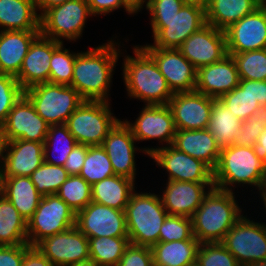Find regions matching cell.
<instances>
[{
	"mask_svg": "<svg viewBox=\"0 0 266 266\" xmlns=\"http://www.w3.org/2000/svg\"><path fill=\"white\" fill-rule=\"evenodd\" d=\"M88 146L83 144H76L73 150L69 153L64 169L69 175H79L87 155Z\"/></svg>",
	"mask_w": 266,
	"mask_h": 266,
	"instance_id": "816d5d0a",
	"label": "cell"
},
{
	"mask_svg": "<svg viewBox=\"0 0 266 266\" xmlns=\"http://www.w3.org/2000/svg\"><path fill=\"white\" fill-rule=\"evenodd\" d=\"M23 95L24 89L15 76L0 73V127Z\"/></svg>",
	"mask_w": 266,
	"mask_h": 266,
	"instance_id": "f6af8a7d",
	"label": "cell"
},
{
	"mask_svg": "<svg viewBox=\"0 0 266 266\" xmlns=\"http://www.w3.org/2000/svg\"><path fill=\"white\" fill-rule=\"evenodd\" d=\"M49 126L36 112L30 100L23 95L7 115L0 130L3 141L23 139L44 143Z\"/></svg>",
	"mask_w": 266,
	"mask_h": 266,
	"instance_id": "4fadbf2b",
	"label": "cell"
},
{
	"mask_svg": "<svg viewBox=\"0 0 266 266\" xmlns=\"http://www.w3.org/2000/svg\"><path fill=\"white\" fill-rule=\"evenodd\" d=\"M24 95L50 126L65 124L84 101L72 86L49 82L25 89Z\"/></svg>",
	"mask_w": 266,
	"mask_h": 266,
	"instance_id": "8992f818",
	"label": "cell"
},
{
	"mask_svg": "<svg viewBox=\"0 0 266 266\" xmlns=\"http://www.w3.org/2000/svg\"><path fill=\"white\" fill-rule=\"evenodd\" d=\"M91 15L87 0H67L40 15V34L61 43L64 39L75 42Z\"/></svg>",
	"mask_w": 266,
	"mask_h": 266,
	"instance_id": "9c48e42d",
	"label": "cell"
},
{
	"mask_svg": "<svg viewBox=\"0 0 266 266\" xmlns=\"http://www.w3.org/2000/svg\"><path fill=\"white\" fill-rule=\"evenodd\" d=\"M40 30L0 31V73L17 76L33 40Z\"/></svg>",
	"mask_w": 266,
	"mask_h": 266,
	"instance_id": "4316f807",
	"label": "cell"
},
{
	"mask_svg": "<svg viewBox=\"0 0 266 266\" xmlns=\"http://www.w3.org/2000/svg\"><path fill=\"white\" fill-rule=\"evenodd\" d=\"M229 55L235 60L240 79L266 81V49Z\"/></svg>",
	"mask_w": 266,
	"mask_h": 266,
	"instance_id": "60d3db41",
	"label": "cell"
},
{
	"mask_svg": "<svg viewBox=\"0 0 266 266\" xmlns=\"http://www.w3.org/2000/svg\"><path fill=\"white\" fill-rule=\"evenodd\" d=\"M261 4L258 0H207L206 23L224 31Z\"/></svg>",
	"mask_w": 266,
	"mask_h": 266,
	"instance_id": "f546056e",
	"label": "cell"
},
{
	"mask_svg": "<svg viewBox=\"0 0 266 266\" xmlns=\"http://www.w3.org/2000/svg\"><path fill=\"white\" fill-rule=\"evenodd\" d=\"M28 244L27 221L0 193V245Z\"/></svg>",
	"mask_w": 266,
	"mask_h": 266,
	"instance_id": "836d02e7",
	"label": "cell"
},
{
	"mask_svg": "<svg viewBox=\"0 0 266 266\" xmlns=\"http://www.w3.org/2000/svg\"><path fill=\"white\" fill-rule=\"evenodd\" d=\"M36 247L54 266H69L90 259L89 240L76 226L44 238Z\"/></svg>",
	"mask_w": 266,
	"mask_h": 266,
	"instance_id": "d6986e66",
	"label": "cell"
},
{
	"mask_svg": "<svg viewBox=\"0 0 266 266\" xmlns=\"http://www.w3.org/2000/svg\"><path fill=\"white\" fill-rule=\"evenodd\" d=\"M172 145L193 158L204 162L212 171L217 167L221 148L207 129H176Z\"/></svg>",
	"mask_w": 266,
	"mask_h": 266,
	"instance_id": "484cf974",
	"label": "cell"
},
{
	"mask_svg": "<svg viewBox=\"0 0 266 266\" xmlns=\"http://www.w3.org/2000/svg\"><path fill=\"white\" fill-rule=\"evenodd\" d=\"M134 56L126 55L123 64V80L128 97L145 105H166L174 96L157 63L141 47L134 45Z\"/></svg>",
	"mask_w": 266,
	"mask_h": 266,
	"instance_id": "7a4b0ae2",
	"label": "cell"
},
{
	"mask_svg": "<svg viewBox=\"0 0 266 266\" xmlns=\"http://www.w3.org/2000/svg\"><path fill=\"white\" fill-rule=\"evenodd\" d=\"M59 41L39 34L31 43L16 79L25 90L33 85L49 82L50 60L61 45Z\"/></svg>",
	"mask_w": 266,
	"mask_h": 266,
	"instance_id": "603a6c76",
	"label": "cell"
},
{
	"mask_svg": "<svg viewBox=\"0 0 266 266\" xmlns=\"http://www.w3.org/2000/svg\"><path fill=\"white\" fill-rule=\"evenodd\" d=\"M205 8L184 4L171 17H150L154 43L141 47L178 49L191 34L207 24Z\"/></svg>",
	"mask_w": 266,
	"mask_h": 266,
	"instance_id": "ba28073f",
	"label": "cell"
},
{
	"mask_svg": "<svg viewBox=\"0 0 266 266\" xmlns=\"http://www.w3.org/2000/svg\"><path fill=\"white\" fill-rule=\"evenodd\" d=\"M135 181L114 175L91 186L92 201L113 209L124 210L135 191Z\"/></svg>",
	"mask_w": 266,
	"mask_h": 266,
	"instance_id": "4dcf8cb0",
	"label": "cell"
},
{
	"mask_svg": "<svg viewBox=\"0 0 266 266\" xmlns=\"http://www.w3.org/2000/svg\"><path fill=\"white\" fill-rule=\"evenodd\" d=\"M200 242L189 240L158 242L151 247L154 266H189L196 263Z\"/></svg>",
	"mask_w": 266,
	"mask_h": 266,
	"instance_id": "1f68e13d",
	"label": "cell"
},
{
	"mask_svg": "<svg viewBox=\"0 0 266 266\" xmlns=\"http://www.w3.org/2000/svg\"><path fill=\"white\" fill-rule=\"evenodd\" d=\"M69 266H100L96 261H93L91 259L85 260V261H80L78 263H74Z\"/></svg>",
	"mask_w": 266,
	"mask_h": 266,
	"instance_id": "680465c9",
	"label": "cell"
},
{
	"mask_svg": "<svg viewBox=\"0 0 266 266\" xmlns=\"http://www.w3.org/2000/svg\"><path fill=\"white\" fill-rule=\"evenodd\" d=\"M149 157L166 170L168 180L213 183V171L202 161L193 158L173 145L149 148Z\"/></svg>",
	"mask_w": 266,
	"mask_h": 266,
	"instance_id": "7c38bea8",
	"label": "cell"
},
{
	"mask_svg": "<svg viewBox=\"0 0 266 266\" xmlns=\"http://www.w3.org/2000/svg\"><path fill=\"white\" fill-rule=\"evenodd\" d=\"M130 128L121 119L108 132L102 147L105 149L115 175L136 179L135 153L138 150L149 156V147L138 148ZM140 149V150H139Z\"/></svg>",
	"mask_w": 266,
	"mask_h": 266,
	"instance_id": "9a60e30c",
	"label": "cell"
},
{
	"mask_svg": "<svg viewBox=\"0 0 266 266\" xmlns=\"http://www.w3.org/2000/svg\"><path fill=\"white\" fill-rule=\"evenodd\" d=\"M220 100L241 121L249 119L261 107L253 97L252 80L240 79L239 85Z\"/></svg>",
	"mask_w": 266,
	"mask_h": 266,
	"instance_id": "8d00e7d4",
	"label": "cell"
},
{
	"mask_svg": "<svg viewBox=\"0 0 266 266\" xmlns=\"http://www.w3.org/2000/svg\"><path fill=\"white\" fill-rule=\"evenodd\" d=\"M107 41L76 55L70 86L76 89L84 101H111L109 88L114 68L121 56V45L112 38Z\"/></svg>",
	"mask_w": 266,
	"mask_h": 266,
	"instance_id": "6da1fadb",
	"label": "cell"
},
{
	"mask_svg": "<svg viewBox=\"0 0 266 266\" xmlns=\"http://www.w3.org/2000/svg\"><path fill=\"white\" fill-rule=\"evenodd\" d=\"M125 215L131 244L152 247L159 242L160 228L168 215L160 195L137 193L135 190L130 196Z\"/></svg>",
	"mask_w": 266,
	"mask_h": 266,
	"instance_id": "5b68a950",
	"label": "cell"
},
{
	"mask_svg": "<svg viewBox=\"0 0 266 266\" xmlns=\"http://www.w3.org/2000/svg\"><path fill=\"white\" fill-rule=\"evenodd\" d=\"M260 198H261V200L263 202V205H264L263 207L266 210V187H262L261 192H260Z\"/></svg>",
	"mask_w": 266,
	"mask_h": 266,
	"instance_id": "91938a15",
	"label": "cell"
},
{
	"mask_svg": "<svg viewBox=\"0 0 266 266\" xmlns=\"http://www.w3.org/2000/svg\"><path fill=\"white\" fill-rule=\"evenodd\" d=\"M44 143L23 139L3 141L0 177H29L44 162Z\"/></svg>",
	"mask_w": 266,
	"mask_h": 266,
	"instance_id": "44dd1931",
	"label": "cell"
},
{
	"mask_svg": "<svg viewBox=\"0 0 266 266\" xmlns=\"http://www.w3.org/2000/svg\"><path fill=\"white\" fill-rule=\"evenodd\" d=\"M252 94L260 106H266V81L252 80Z\"/></svg>",
	"mask_w": 266,
	"mask_h": 266,
	"instance_id": "db71d44e",
	"label": "cell"
},
{
	"mask_svg": "<svg viewBox=\"0 0 266 266\" xmlns=\"http://www.w3.org/2000/svg\"><path fill=\"white\" fill-rule=\"evenodd\" d=\"M240 77L231 55L197 69L195 90L213 99H220L239 85Z\"/></svg>",
	"mask_w": 266,
	"mask_h": 266,
	"instance_id": "d4e9b609",
	"label": "cell"
},
{
	"mask_svg": "<svg viewBox=\"0 0 266 266\" xmlns=\"http://www.w3.org/2000/svg\"><path fill=\"white\" fill-rule=\"evenodd\" d=\"M130 128L136 141L157 139L162 145L173 144L176 128L172 111L166 105H145L139 112L135 122L123 120ZM164 142V143H163Z\"/></svg>",
	"mask_w": 266,
	"mask_h": 266,
	"instance_id": "ac0fdd59",
	"label": "cell"
},
{
	"mask_svg": "<svg viewBox=\"0 0 266 266\" xmlns=\"http://www.w3.org/2000/svg\"><path fill=\"white\" fill-rule=\"evenodd\" d=\"M76 227L87 237H128L124 210L91 201L76 214Z\"/></svg>",
	"mask_w": 266,
	"mask_h": 266,
	"instance_id": "5bb4252c",
	"label": "cell"
},
{
	"mask_svg": "<svg viewBox=\"0 0 266 266\" xmlns=\"http://www.w3.org/2000/svg\"><path fill=\"white\" fill-rule=\"evenodd\" d=\"M138 9L144 5L147 0H130Z\"/></svg>",
	"mask_w": 266,
	"mask_h": 266,
	"instance_id": "94428289",
	"label": "cell"
},
{
	"mask_svg": "<svg viewBox=\"0 0 266 266\" xmlns=\"http://www.w3.org/2000/svg\"><path fill=\"white\" fill-rule=\"evenodd\" d=\"M212 188L214 183L167 181L160 197L169 215L191 218Z\"/></svg>",
	"mask_w": 266,
	"mask_h": 266,
	"instance_id": "cb8c5ba5",
	"label": "cell"
},
{
	"mask_svg": "<svg viewBox=\"0 0 266 266\" xmlns=\"http://www.w3.org/2000/svg\"><path fill=\"white\" fill-rule=\"evenodd\" d=\"M118 266H154L151 247L129 244Z\"/></svg>",
	"mask_w": 266,
	"mask_h": 266,
	"instance_id": "7dc6e473",
	"label": "cell"
},
{
	"mask_svg": "<svg viewBox=\"0 0 266 266\" xmlns=\"http://www.w3.org/2000/svg\"><path fill=\"white\" fill-rule=\"evenodd\" d=\"M76 144L75 138L65 124L49 126L44 142V162L63 166Z\"/></svg>",
	"mask_w": 266,
	"mask_h": 266,
	"instance_id": "e575fe53",
	"label": "cell"
},
{
	"mask_svg": "<svg viewBox=\"0 0 266 266\" xmlns=\"http://www.w3.org/2000/svg\"><path fill=\"white\" fill-rule=\"evenodd\" d=\"M192 219L181 215H167L159 232V242L194 239Z\"/></svg>",
	"mask_w": 266,
	"mask_h": 266,
	"instance_id": "ee69618b",
	"label": "cell"
},
{
	"mask_svg": "<svg viewBox=\"0 0 266 266\" xmlns=\"http://www.w3.org/2000/svg\"><path fill=\"white\" fill-rule=\"evenodd\" d=\"M76 226V213L59 196H42L33 216L27 221V242L36 246L48 236Z\"/></svg>",
	"mask_w": 266,
	"mask_h": 266,
	"instance_id": "30bf717a",
	"label": "cell"
},
{
	"mask_svg": "<svg viewBox=\"0 0 266 266\" xmlns=\"http://www.w3.org/2000/svg\"><path fill=\"white\" fill-rule=\"evenodd\" d=\"M2 145H3V140H2L1 130H0V166H1V156H2Z\"/></svg>",
	"mask_w": 266,
	"mask_h": 266,
	"instance_id": "6125c7cd",
	"label": "cell"
},
{
	"mask_svg": "<svg viewBox=\"0 0 266 266\" xmlns=\"http://www.w3.org/2000/svg\"><path fill=\"white\" fill-rule=\"evenodd\" d=\"M241 125L242 121L220 99H213L207 130L221 149L234 143Z\"/></svg>",
	"mask_w": 266,
	"mask_h": 266,
	"instance_id": "d6a6232c",
	"label": "cell"
},
{
	"mask_svg": "<svg viewBox=\"0 0 266 266\" xmlns=\"http://www.w3.org/2000/svg\"><path fill=\"white\" fill-rule=\"evenodd\" d=\"M79 175L91 186L115 175L110 159L102 146H88L87 155Z\"/></svg>",
	"mask_w": 266,
	"mask_h": 266,
	"instance_id": "74e56055",
	"label": "cell"
},
{
	"mask_svg": "<svg viewBox=\"0 0 266 266\" xmlns=\"http://www.w3.org/2000/svg\"><path fill=\"white\" fill-rule=\"evenodd\" d=\"M189 266H198L196 263L192 264V265H189Z\"/></svg>",
	"mask_w": 266,
	"mask_h": 266,
	"instance_id": "03108f58",
	"label": "cell"
},
{
	"mask_svg": "<svg viewBox=\"0 0 266 266\" xmlns=\"http://www.w3.org/2000/svg\"><path fill=\"white\" fill-rule=\"evenodd\" d=\"M262 187H266V167H265V179Z\"/></svg>",
	"mask_w": 266,
	"mask_h": 266,
	"instance_id": "be15d7a7",
	"label": "cell"
},
{
	"mask_svg": "<svg viewBox=\"0 0 266 266\" xmlns=\"http://www.w3.org/2000/svg\"><path fill=\"white\" fill-rule=\"evenodd\" d=\"M242 216L228 231L222 244L240 266L266 260V224Z\"/></svg>",
	"mask_w": 266,
	"mask_h": 266,
	"instance_id": "8fae6325",
	"label": "cell"
},
{
	"mask_svg": "<svg viewBox=\"0 0 266 266\" xmlns=\"http://www.w3.org/2000/svg\"><path fill=\"white\" fill-rule=\"evenodd\" d=\"M70 175L63 166L43 162L29 177L42 195H55Z\"/></svg>",
	"mask_w": 266,
	"mask_h": 266,
	"instance_id": "ab89813d",
	"label": "cell"
},
{
	"mask_svg": "<svg viewBox=\"0 0 266 266\" xmlns=\"http://www.w3.org/2000/svg\"><path fill=\"white\" fill-rule=\"evenodd\" d=\"M260 1L262 4H266V0H258Z\"/></svg>",
	"mask_w": 266,
	"mask_h": 266,
	"instance_id": "e7e4bbea",
	"label": "cell"
},
{
	"mask_svg": "<svg viewBox=\"0 0 266 266\" xmlns=\"http://www.w3.org/2000/svg\"><path fill=\"white\" fill-rule=\"evenodd\" d=\"M37 12L41 15L44 11L57 5H61L67 0H34Z\"/></svg>",
	"mask_w": 266,
	"mask_h": 266,
	"instance_id": "9f6ffc18",
	"label": "cell"
},
{
	"mask_svg": "<svg viewBox=\"0 0 266 266\" xmlns=\"http://www.w3.org/2000/svg\"><path fill=\"white\" fill-rule=\"evenodd\" d=\"M266 128V106H261L249 119L242 121L234 145L252 147Z\"/></svg>",
	"mask_w": 266,
	"mask_h": 266,
	"instance_id": "bcb514c9",
	"label": "cell"
},
{
	"mask_svg": "<svg viewBox=\"0 0 266 266\" xmlns=\"http://www.w3.org/2000/svg\"><path fill=\"white\" fill-rule=\"evenodd\" d=\"M21 266H54L36 247L31 246L25 253Z\"/></svg>",
	"mask_w": 266,
	"mask_h": 266,
	"instance_id": "f5cc1de1",
	"label": "cell"
},
{
	"mask_svg": "<svg viewBox=\"0 0 266 266\" xmlns=\"http://www.w3.org/2000/svg\"><path fill=\"white\" fill-rule=\"evenodd\" d=\"M110 102L83 101L65 125L78 144L102 146L108 132L120 120L113 116Z\"/></svg>",
	"mask_w": 266,
	"mask_h": 266,
	"instance_id": "52a82bcc",
	"label": "cell"
},
{
	"mask_svg": "<svg viewBox=\"0 0 266 266\" xmlns=\"http://www.w3.org/2000/svg\"><path fill=\"white\" fill-rule=\"evenodd\" d=\"M62 43L52 54L50 62L49 83L70 86L72 83L75 52L64 48Z\"/></svg>",
	"mask_w": 266,
	"mask_h": 266,
	"instance_id": "b9f144b4",
	"label": "cell"
},
{
	"mask_svg": "<svg viewBox=\"0 0 266 266\" xmlns=\"http://www.w3.org/2000/svg\"><path fill=\"white\" fill-rule=\"evenodd\" d=\"M234 193L212 188L204 197L191 217L194 237L200 243L222 242L244 215Z\"/></svg>",
	"mask_w": 266,
	"mask_h": 266,
	"instance_id": "3957f363",
	"label": "cell"
},
{
	"mask_svg": "<svg viewBox=\"0 0 266 266\" xmlns=\"http://www.w3.org/2000/svg\"><path fill=\"white\" fill-rule=\"evenodd\" d=\"M157 63L173 93L192 92L196 87L197 69L178 49L142 47Z\"/></svg>",
	"mask_w": 266,
	"mask_h": 266,
	"instance_id": "ffe728a7",
	"label": "cell"
},
{
	"mask_svg": "<svg viewBox=\"0 0 266 266\" xmlns=\"http://www.w3.org/2000/svg\"><path fill=\"white\" fill-rule=\"evenodd\" d=\"M196 264L198 266H240L221 242L200 243Z\"/></svg>",
	"mask_w": 266,
	"mask_h": 266,
	"instance_id": "7bdbcfd3",
	"label": "cell"
},
{
	"mask_svg": "<svg viewBox=\"0 0 266 266\" xmlns=\"http://www.w3.org/2000/svg\"><path fill=\"white\" fill-rule=\"evenodd\" d=\"M184 4L195 5L198 7H206L207 0H181Z\"/></svg>",
	"mask_w": 266,
	"mask_h": 266,
	"instance_id": "6f0895ef",
	"label": "cell"
},
{
	"mask_svg": "<svg viewBox=\"0 0 266 266\" xmlns=\"http://www.w3.org/2000/svg\"><path fill=\"white\" fill-rule=\"evenodd\" d=\"M40 30L34 0H0V31Z\"/></svg>",
	"mask_w": 266,
	"mask_h": 266,
	"instance_id": "f1b7e54d",
	"label": "cell"
},
{
	"mask_svg": "<svg viewBox=\"0 0 266 266\" xmlns=\"http://www.w3.org/2000/svg\"><path fill=\"white\" fill-rule=\"evenodd\" d=\"M29 244L0 245V266H21Z\"/></svg>",
	"mask_w": 266,
	"mask_h": 266,
	"instance_id": "f907efd6",
	"label": "cell"
},
{
	"mask_svg": "<svg viewBox=\"0 0 266 266\" xmlns=\"http://www.w3.org/2000/svg\"><path fill=\"white\" fill-rule=\"evenodd\" d=\"M87 2L92 16L106 15L122 7L128 15L140 12L130 0H87Z\"/></svg>",
	"mask_w": 266,
	"mask_h": 266,
	"instance_id": "c3c4849f",
	"label": "cell"
},
{
	"mask_svg": "<svg viewBox=\"0 0 266 266\" xmlns=\"http://www.w3.org/2000/svg\"><path fill=\"white\" fill-rule=\"evenodd\" d=\"M0 193L26 221L33 216L42 198L30 177L26 176L0 177Z\"/></svg>",
	"mask_w": 266,
	"mask_h": 266,
	"instance_id": "83f0119b",
	"label": "cell"
},
{
	"mask_svg": "<svg viewBox=\"0 0 266 266\" xmlns=\"http://www.w3.org/2000/svg\"><path fill=\"white\" fill-rule=\"evenodd\" d=\"M56 195L76 214L92 201L91 185L80 175H70Z\"/></svg>",
	"mask_w": 266,
	"mask_h": 266,
	"instance_id": "f35d334b",
	"label": "cell"
},
{
	"mask_svg": "<svg viewBox=\"0 0 266 266\" xmlns=\"http://www.w3.org/2000/svg\"><path fill=\"white\" fill-rule=\"evenodd\" d=\"M265 164L250 146L230 145L221 149L213 171L214 188L233 192L235 185H250L261 192L265 179Z\"/></svg>",
	"mask_w": 266,
	"mask_h": 266,
	"instance_id": "277c9868",
	"label": "cell"
},
{
	"mask_svg": "<svg viewBox=\"0 0 266 266\" xmlns=\"http://www.w3.org/2000/svg\"><path fill=\"white\" fill-rule=\"evenodd\" d=\"M176 129H207L213 98L196 90L192 92L174 93L168 103Z\"/></svg>",
	"mask_w": 266,
	"mask_h": 266,
	"instance_id": "7402d4cb",
	"label": "cell"
},
{
	"mask_svg": "<svg viewBox=\"0 0 266 266\" xmlns=\"http://www.w3.org/2000/svg\"><path fill=\"white\" fill-rule=\"evenodd\" d=\"M144 4L139 11L146 7L150 17H171L184 5L181 0H147Z\"/></svg>",
	"mask_w": 266,
	"mask_h": 266,
	"instance_id": "681fc988",
	"label": "cell"
},
{
	"mask_svg": "<svg viewBox=\"0 0 266 266\" xmlns=\"http://www.w3.org/2000/svg\"><path fill=\"white\" fill-rule=\"evenodd\" d=\"M178 50L196 69L213 64L228 55L225 32L206 24L191 34Z\"/></svg>",
	"mask_w": 266,
	"mask_h": 266,
	"instance_id": "e0dca14e",
	"label": "cell"
},
{
	"mask_svg": "<svg viewBox=\"0 0 266 266\" xmlns=\"http://www.w3.org/2000/svg\"><path fill=\"white\" fill-rule=\"evenodd\" d=\"M255 154L262 160L266 166V128L259 135L257 142L252 146Z\"/></svg>",
	"mask_w": 266,
	"mask_h": 266,
	"instance_id": "11a10c76",
	"label": "cell"
},
{
	"mask_svg": "<svg viewBox=\"0 0 266 266\" xmlns=\"http://www.w3.org/2000/svg\"><path fill=\"white\" fill-rule=\"evenodd\" d=\"M90 259L100 266H118L130 244L128 237L88 238Z\"/></svg>",
	"mask_w": 266,
	"mask_h": 266,
	"instance_id": "d590c367",
	"label": "cell"
},
{
	"mask_svg": "<svg viewBox=\"0 0 266 266\" xmlns=\"http://www.w3.org/2000/svg\"><path fill=\"white\" fill-rule=\"evenodd\" d=\"M228 54L266 49V4L224 30Z\"/></svg>",
	"mask_w": 266,
	"mask_h": 266,
	"instance_id": "2e32d148",
	"label": "cell"
}]
</instances>
